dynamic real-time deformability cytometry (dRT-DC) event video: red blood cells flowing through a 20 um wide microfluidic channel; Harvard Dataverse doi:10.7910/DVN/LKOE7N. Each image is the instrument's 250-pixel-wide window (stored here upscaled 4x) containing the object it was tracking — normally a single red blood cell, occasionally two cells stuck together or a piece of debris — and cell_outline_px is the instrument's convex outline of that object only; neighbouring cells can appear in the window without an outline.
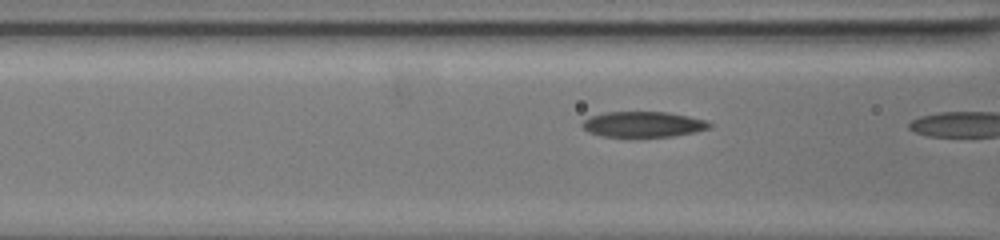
{"species": "common noctule bat (a hibernating species)", "species_latin": "Nyctalus noctula", "temperature_condition": "warm", "stored_images_in_passage": 25, "camera_frame_rate_fps": 3000, "um_per_image_px": 0.085, "animal": {"sex": "female", "body_mass_g": 19.5, "forearm_length_mm": 54.1}, "frame": {"image": 1, "passage_image": 24, "time_ms": 7.667, "image_size_px": [1000, 240], "cell_outline_px": [[712, 124], [708, 128], [692, 132], [672, 136], [628, 140], [600, 136], [588, 132], [580, 124], [584, 120], [592, 116], [604, 112], [668, 112], [688, 116], [704, 120]], "centroid_in_image_um": [54.58, 10.62], "position_along_channel_um": 112.0, "area_um2": 19.65}}